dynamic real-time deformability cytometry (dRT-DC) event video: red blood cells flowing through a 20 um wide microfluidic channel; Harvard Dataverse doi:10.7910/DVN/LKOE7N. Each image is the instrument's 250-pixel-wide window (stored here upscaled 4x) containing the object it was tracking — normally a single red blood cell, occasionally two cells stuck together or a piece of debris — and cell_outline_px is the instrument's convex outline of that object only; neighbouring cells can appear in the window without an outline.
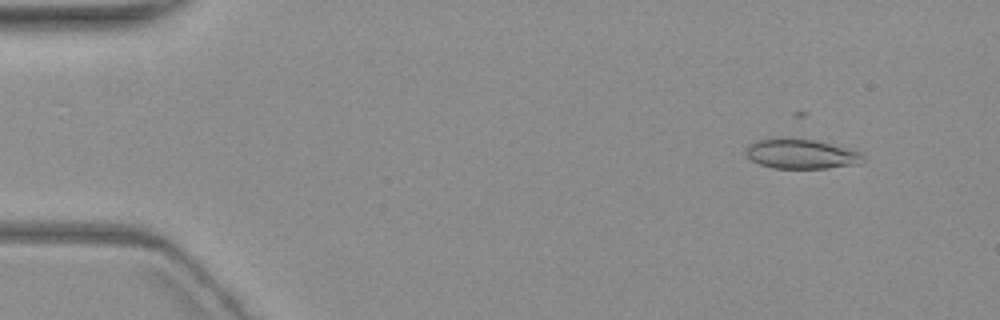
{"species": "common noctule bat (a hibernating species)", "species_latin": "Nyctalus noctula", "temperature_condition": "warm", "stored_images_in_passage": 6, "camera_frame_rate_fps": 3000, "um_per_image_px": 0.085, "animal": {"sex": "female", "body_mass_g": 19.3, "forearm_length_mm": 54.1}, "frame": {"image": 1, "passage_image": 2, "time_ms": 1.333, "image_size_px": [1000, 320], "cell_outline_px": [[864, 160], [860, 164], [828, 168], [772, 168], [760, 164], [752, 160], [744, 152], [756, 140], [768, 136], [784, 136], [812, 140], [860, 152], [864, 156]], "centroid_in_image_um": [68.05, 13.06], "position_along_channel_um": 17.0, "area_um2": 20.46}}
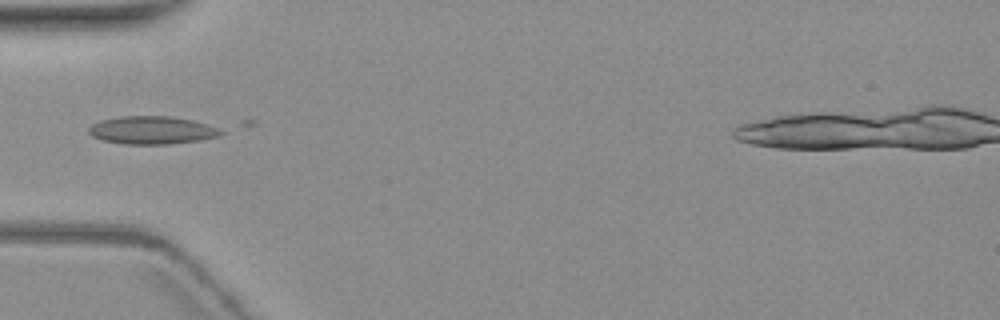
{"frame": {"image": 2, "passage_image": 6, "time_ms": 6.0, "image_size_px": [1000, 320], "cell_outline_px": [[224, 132], [220, 136], [200, 140], [168, 144], [124, 144], [104, 140], [92, 136], [88, 132], [88, 128], [92, 124], [100, 120], [120, 116], [168, 116], [192, 120], [208, 124]], "centroid_in_image_um": [12.9, 11.06], "position_along_channel_um": 72.1, "area_um2": 21.44}}